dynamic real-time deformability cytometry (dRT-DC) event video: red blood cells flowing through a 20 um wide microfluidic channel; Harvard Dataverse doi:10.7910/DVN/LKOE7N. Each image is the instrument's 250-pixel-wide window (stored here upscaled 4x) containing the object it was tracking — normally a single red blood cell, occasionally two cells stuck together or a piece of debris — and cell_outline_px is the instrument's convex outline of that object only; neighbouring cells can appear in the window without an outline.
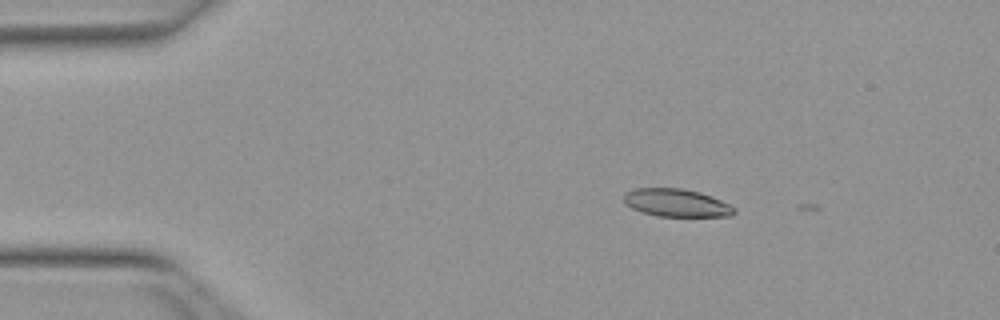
{"species": "Egyptian fruit bat (a non-hibernating species)", "species_latin": "Rousettus aegyptiacus", "temperature_condition": "warm", "stored_images_in_passage": 6, "camera_frame_rate_fps": 3000, "um_per_image_px": 0.085, "animal": {"sex": "female"}, "frame": {"image": 1, "passage_image": 5, "time_ms": 1.333, "image_size_px": [1000, 320], "cell_outline_px": [[736, 212], [732, 216], [656, 216], [640, 212], [624, 204], [624, 196], [628, 192], [636, 188], [684, 188], [700, 192], [712, 196], [736, 208]], "centroid_in_image_um": [57.5, 17.24], "position_along_channel_um": 27.5, "area_um2": 17.98}}